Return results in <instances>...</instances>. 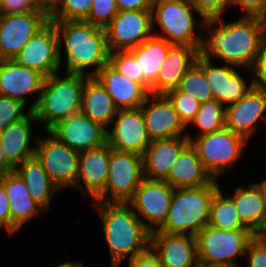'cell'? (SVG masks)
<instances>
[{
    "mask_svg": "<svg viewBox=\"0 0 266 267\" xmlns=\"http://www.w3.org/2000/svg\"><path fill=\"white\" fill-rule=\"evenodd\" d=\"M200 53L252 72L266 36V19L243 15L238 20L223 22L221 17L206 19Z\"/></svg>",
    "mask_w": 266,
    "mask_h": 267,
    "instance_id": "6da1fadb",
    "label": "cell"
},
{
    "mask_svg": "<svg viewBox=\"0 0 266 267\" xmlns=\"http://www.w3.org/2000/svg\"><path fill=\"white\" fill-rule=\"evenodd\" d=\"M50 21L57 30L61 65L63 63L61 46L65 47L66 73L94 76L108 63L109 50L105 29L85 21ZM91 67L94 70L88 71L87 68Z\"/></svg>",
    "mask_w": 266,
    "mask_h": 267,
    "instance_id": "7a4b0ae2",
    "label": "cell"
},
{
    "mask_svg": "<svg viewBox=\"0 0 266 267\" xmlns=\"http://www.w3.org/2000/svg\"><path fill=\"white\" fill-rule=\"evenodd\" d=\"M92 203L101 218L111 263L119 267L126 257L130 259L150 247L151 232L128 203L100 201Z\"/></svg>",
    "mask_w": 266,
    "mask_h": 267,
    "instance_id": "3957f363",
    "label": "cell"
},
{
    "mask_svg": "<svg viewBox=\"0 0 266 267\" xmlns=\"http://www.w3.org/2000/svg\"><path fill=\"white\" fill-rule=\"evenodd\" d=\"M218 188L217 180L202 187L175 188L167 220L155 232L196 236L209 224L210 203Z\"/></svg>",
    "mask_w": 266,
    "mask_h": 267,
    "instance_id": "277c9868",
    "label": "cell"
},
{
    "mask_svg": "<svg viewBox=\"0 0 266 267\" xmlns=\"http://www.w3.org/2000/svg\"><path fill=\"white\" fill-rule=\"evenodd\" d=\"M87 77L66 73L63 78L59 76V72L45 77L33 113L37 122L44 124L46 131L58 121L80 112L83 85Z\"/></svg>",
    "mask_w": 266,
    "mask_h": 267,
    "instance_id": "5b68a950",
    "label": "cell"
},
{
    "mask_svg": "<svg viewBox=\"0 0 266 267\" xmlns=\"http://www.w3.org/2000/svg\"><path fill=\"white\" fill-rule=\"evenodd\" d=\"M194 12L201 17L198 24ZM151 13L153 31L158 25L162 35L166 36L162 38L173 45H188L201 50L206 19L198 13L190 0H154ZM197 27L201 32L199 35H196Z\"/></svg>",
    "mask_w": 266,
    "mask_h": 267,
    "instance_id": "8992f818",
    "label": "cell"
},
{
    "mask_svg": "<svg viewBox=\"0 0 266 267\" xmlns=\"http://www.w3.org/2000/svg\"><path fill=\"white\" fill-rule=\"evenodd\" d=\"M187 138L195 147L204 168L214 180L221 173L235 166L234 164L243 154L247 141L243 136L226 127L195 139L187 133Z\"/></svg>",
    "mask_w": 266,
    "mask_h": 267,
    "instance_id": "52a82bcc",
    "label": "cell"
},
{
    "mask_svg": "<svg viewBox=\"0 0 266 267\" xmlns=\"http://www.w3.org/2000/svg\"><path fill=\"white\" fill-rule=\"evenodd\" d=\"M255 236L248 228L224 230L210 225L196 234L199 264L237 263L245 257L249 241Z\"/></svg>",
    "mask_w": 266,
    "mask_h": 267,
    "instance_id": "ba28073f",
    "label": "cell"
},
{
    "mask_svg": "<svg viewBox=\"0 0 266 267\" xmlns=\"http://www.w3.org/2000/svg\"><path fill=\"white\" fill-rule=\"evenodd\" d=\"M143 179L142 155L110 147L108 180L92 201L127 203Z\"/></svg>",
    "mask_w": 266,
    "mask_h": 267,
    "instance_id": "9c48e42d",
    "label": "cell"
},
{
    "mask_svg": "<svg viewBox=\"0 0 266 267\" xmlns=\"http://www.w3.org/2000/svg\"><path fill=\"white\" fill-rule=\"evenodd\" d=\"M48 136L38 137L35 156L51 180L62 190L76 185L79 152L59 141L49 131Z\"/></svg>",
    "mask_w": 266,
    "mask_h": 267,
    "instance_id": "30bf717a",
    "label": "cell"
},
{
    "mask_svg": "<svg viewBox=\"0 0 266 267\" xmlns=\"http://www.w3.org/2000/svg\"><path fill=\"white\" fill-rule=\"evenodd\" d=\"M173 193L166 181L143 179L127 203L152 233L166 222Z\"/></svg>",
    "mask_w": 266,
    "mask_h": 267,
    "instance_id": "8fae6325",
    "label": "cell"
},
{
    "mask_svg": "<svg viewBox=\"0 0 266 267\" xmlns=\"http://www.w3.org/2000/svg\"><path fill=\"white\" fill-rule=\"evenodd\" d=\"M27 68L38 71L45 77L60 72L59 39L52 21L41 28L14 57Z\"/></svg>",
    "mask_w": 266,
    "mask_h": 267,
    "instance_id": "7c38bea8",
    "label": "cell"
},
{
    "mask_svg": "<svg viewBox=\"0 0 266 267\" xmlns=\"http://www.w3.org/2000/svg\"><path fill=\"white\" fill-rule=\"evenodd\" d=\"M151 10L118 11L105 28L109 52L130 50L152 36Z\"/></svg>",
    "mask_w": 266,
    "mask_h": 267,
    "instance_id": "4fadbf2b",
    "label": "cell"
},
{
    "mask_svg": "<svg viewBox=\"0 0 266 267\" xmlns=\"http://www.w3.org/2000/svg\"><path fill=\"white\" fill-rule=\"evenodd\" d=\"M49 21L47 12L0 15V59H14Z\"/></svg>",
    "mask_w": 266,
    "mask_h": 267,
    "instance_id": "5bb4252c",
    "label": "cell"
},
{
    "mask_svg": "<svg viewBox=\"0 0 266 267\" xmlns=\"http://www.w3.org/2000/svg\"><path fill=\"white\" fill-rule=\"evenodd\" d=\"M111 125V131L107 130V142L114 151L142 155L151 142L141 107L118 110Z\"/></svg>",
    "mask_w": 266,
    "mask_h": 267,
    "instance_id": "9a60e30c",
    "label": "cell"
},
{
    "mask_svg": "<svg viewBox=\"0 0 266 267\" xmlns=\"http://www.w3.org/2000/svg\"><path fill=\"white\" fill-rule=\"evenodd\" d=\"M140 107L151 141L187 136V127L165 94L150 93Z\"/></svg>",
    "mask_w": 266,
    "mask_h": 267,
    "instance_id": "2e32d148",
    "label": "cell"
},
{
    "mask_svg": "<svg viewBox=\"0 0 266 267\" xmlns=\"http://www.w3.org/2000/svg\"><path fill=\"white\" fill-rule=\"evenodd\" d=\"M107 130L79 112L58 121L48 131L71 149L82 152L106 143Z\"/></svg>",
    "mask_w": 266,
    "mask_h": 267,
    "instance_id": "e0dca14e",
    "label": "cell"
},
{
    "mask_svg": "<svg viewBox=\"0 0 266 267\" xmlns=\"http://www.w3.org/2000/svg\"><path fill=\"white\" fill-rule=\"evenodd\" d=\"M44 80V75L20 65L14 59L0 61V95L14 98L28 106L27 96L38 92V97L29 106L30 111H33L38 103Z\"/></svg>",
    "mask_w": 266,
    "mask_h": 267,
    "instance_id": "ac0fdd59",
    "label": "cell"
},
{
    "mask_svg": "<svg viewBox=\"0 0 266 267\" xmlns=\"http://www.w3.org/2000/svg\"><path fill=\"white\" fill-rule=\"evenodd\" d=\"M196 63L203 69L214 99L225 106L236 103L254 85L251 80L247 86L246 80L235 69L238 67L228 64L214 66L211 59L201 53H199Z\"/></svg>",
    "mask_w": 266,
    "mask_h": 267,
    "instance_id": "d6986e66",
    "label": "cell"
},
{
    "mask_svg": "<svg viewBox=\"0 0 266 267\" xmlns=\"http://www.w3.org/2000/svg\"><path fill=\"white\" fill-rule=\"evenodd\" d=\"M266 117V89L253 85L236 103L226 106L225 127L246 140L257 129L259 119Z\"/></svg>",
    "mask_w": 266,
    "mask_h": 267,
    "instance_id": "ffe728a7",
    "label": "cell"
},
{
    "mask_svg": "<svg viewBox=\"0 0 266 267\" xmlns=\"http://www.w3.org/2000/svg\"><path fill=\"white\" fill-rule=\"evenodd\" d=\"M110 146L108 142L79 152L78 175L73 188L92 200L105 188L109 174Z\"/></svg>",
    "mask_w": 266,
    "mask_h": 267,
    "instance_id": "44dd1931",
    "label": "cell"
},
{
    "mask_svg": "<svg viewBox=\"0 0 266 267\" xmlns=\"http://www.w3.org/2000/svg\"><path fill=\"white\" fill-rule=\"evenodd\" d=\"M150 246L163 267H199L196 236L152 232Z\"/></svg>",
    "mask_w": 266,
    "mask_h": 267,
    "instance_id": "7402d4cb",
    "label": "cell"
},
{
    "mask_svg": "<svg viewBox=\"0 0 266 267\" xmlns=\"http://www.w3.org/2000/svg\"><path fill=\"white\" fill-rule=\"evenodd\" d=\"M189 142L187 136L151 141L142 154L144 179L164 181L180 151Z\"/></svg>",
    "mask_w": 266,
    "mask_h": 267,
    "instance_id": "603a6c76",
    "label": "cell"
},
{
    "mask_svg": "<svg viewBox=\"0 0 266 267\" xmlns=\"http://www.w3.org/2000/svg\"><path fill=\"white\" fill-rule=\"evenodd\" d=\"M0 184L5 188L10 201L11 235L31 218H37L42 212H46L32 199L30 191L15 170L0 178Z\"/></svg>",
    "mask_w": 266,
    "mask_h": 267,
    "instance_id": "cb8c5ba5",
    "label": "cell"
},
{
    "mask_svg": "<svg viewBox=\"0 0 266 267\" xmlns=\"http://www.w3.org/2000/svg\"><path fill=\"white\" fill-rule=\"evenodd\" d=\"M200 51L188 45H173L161 64L158 76L151 85V94H166L176 89L180 80L196 62Z\"/></svg>",
    "mask_w": 266,
    "mask_h": 267,
    "instance_id": "d4e9b609",
    "label": "cell"
},
{
    "mask_svg": "<svg viewBox=\"0 0 266 267\" xmlns=\"http://www.w3.org/2000/svg\"><path fill=\"white\" fill-rule=\"evenodd\" d=\"M94 77L105 87L119 110L139 108L150 94L140 83L127 79L109 63Z\"/></svg>",
    "mask_w": 266,
    "mask_h": 267,
    "instance_id": "484cf974",
    "label": "cell"
},
{
    "mask_svg": "<svg viewBox=\"0 0 266 267\" xmlns=\"http://www.w3.org/2000/svg\"><path fill=\"white\" fill-rule=\"evenodd\" d=\"M36 122L35 115L31 111L25 118L0 131V145L4 158L13 168L35 156L36 146L30 145V142L32 141V123Z\"/></svg>",
    "mask_w": 266,
    "mask_h": 267,
    "instance_id": "4316f807",
    "label": "cell"
},
{
    "mask_svg": "<svg viewBox=\"0 0 266 267\" xmlns=\"http://www.w3.org/2000/svg\"><path fill=\"white\" fill-rule=\"evenodd\" d=\"M213 180L204 168L195 147L189 142L180 151L164 181L175 189L207 186Z\"/></svg>",
    "mask_w": 266,
    "mask_h": 267,
    "instance_id": "83f0119b",
    "label": "cell"
},
{
    "mask_svg": "<svg viewBox=\"0 0 266 267\" xmlns=\"http://www.w3.org/2000/svg\"><path fill=\"white\" fill-rule=\"evenodd\" d=\"M233 193L229 197L234 201L242 224L257 235L266 220V200L261 185L237 186Z\"/></svg>",
    "mask_w": 266,
    "mask_h": 267,
    "instance_id": "f1b7e54d",
    "label": "cell"
},
{
    "mask_svg": "<svg viewBox=\"0 0 266 267\" xmlns=\"http://www.w3.org/2000/svg\"><path fill=\"white\" fill-rule=\"evenodd\" d=\"M118 110L105 87L94 76H88L83 85L80 112L107 129Z\"/></svg>",
    "mask_w": 266,
    "mask_h": 267,
    "instance_id": "f546056e",
    "label": "cell"
},
{
    "mask_svg": "<svg viewBox=\"0 0 266 267\" xmlns=\"http://www.w3.org/2000/svg\"><path fill=\"white\" fill-rule=\"evenodd\" d=\"M14 170L24 181L32 199L48 211L52 197L60 188L51 180L42 163L34 156L18 164Z\"/></svg>",
    "mask_w": 266,
    "mask_h": 267,
    "instance_id": "4dcf8cb0",
    "label": "cell"
},
{
    "mask_svg": "<svg viewBox=\"0 0 266 267\" xmlns=\"http://www.w3.org/2000/svg\"><path fill=\"white\" fill-rule=\"evenodd\" d=\"M173 44L161 36L152 35L139 46L130 49L139 62L140 73L143 74V81L150 87L155 82L162 63L165 60L169 49Z\"/></svg>",
    "mask_w": 266,
    "mask_h": 267,
    "instance_id": "1f68e13d",
    "label": "cell"
},
{
    "mask_svg": "<svg viewBox=\"0 0 266 267\" xmlns=\"http://www.w3.org/2000/svg\"><path fill=\"white\" fill-rule=\"evenodd\" d=\"M208 225L224 230L247 228L240 220L234 201L229 196L224 197L220 187L214 192L210 203Z\"/></svg>",
    "mask_w": 266,
    "mask_h": 267,
    "instance_id": "d6a6232c",
    "label": "cell"
},
{
    "mask_svg": "<svg viewBox=\"0 0 266 267\" xmlns=\"http://www.w3.org/2000/svg\"><path fill=\"white\" fill-rule=\"evenodd\" d=\"M226 106L212 99L200 104L194 119L187 126L194 125L200 132L195 137L209 134L225 127Z\"/></svg>",
    "mask_w": 266,
    "mask_h": 267,
    "instance_id": "836d02e7",
    "label": "cell"
},
{
    "mask_svg": "<svg viewBox=\"0 0 266 267\" xmlns=\"http://www.w3.org/2000/svg\"><path fill=\"white\" fill-rule=\"evenodd\" d=\"M179 92L188 93L200 103L214 99L210 85L205 78L203 69L195 62L180 80Z\"/></svg>",
    "mask_w": 266,
    "mask_h": 267,
    "instance_id": "e575fe53",
    "label": "cell"
},
{
    "mask_svg": "<svg viewBox=\"0 0 266 267\" xmlns=\"http://www.w3.org/2000/svg\"><path fill=\"white\" fill-rule=\"evenodd\" d=\"M108 63L127 79L140 83L150 93V87L143 81V74L140 73L139 62L130 50L109 52Z\"/></svg>",
    "mask_w": 266,
    "mask_h": 267,
    "instance_id": "d590c367",
    "label": "cell"
},
{
    "mask_svg": "<svg viewBox=\"0 0 266 267\" xmlns=\"http://www.w3.org/2000/svg\"><path fill=\"white\" fill-rule=\"evenodd\" d=\"M93 0H60L49 14V20L85 21Z\"/></svg>",
    "mask_w": 266,
    "mask_h": 267,
    "instance_id": "8d00e7d4",
    "label": "cell"
},
{
    "mask_svg": "<svg viewBox=\"0 0 266 267\" xmlns=\"http://www.w3.org/2000/svg\"><path fill=\"white\" fill-rule=\"evenodd\" d=\"M165 95L172 102L180 120L187 127L194 119L201 103L188 93L179 92L177 89L168 91Z\"/></svg>",
    "mask_w": 266,
    "mask_h": 267,
    "instance_id": "74e56055",
    "label": "cell"
},
{
    "mask_svg": "<svg viewBox=\"0 0 266 267\" xmlns=\"http://www.w3.org/2000/svg\"><path fill=\"white\" fill-rule=\"evenodd\" d=\"M117 13L116 0H93L90 14L85 22L105 29Z\"/></svg>",
    "mask_w": 266,
    "mask_h": 267,
    "instance_id": "f35d334b",
    "label": "cell"
},
{
    "mask_svg": "<svg viewBox=\"0 0 266 267\" xmlns=\"http://www.w3.org/2000/svg\"><path fill=\"white\" fill-rule=\"evenodd\" d=\"M25 104L14 98L0 95V131L8 125L25 118L31 111L27 108L24 113Z\"/></svg>",
    "mask_w": 266,
    "mask_h": 267,
    "instance_id": "ab89813d",
    "label": "cell"
},
{
    "mask_svg": "<svg viewBox=\"0 0 266 267\" xmlns=\"http://www.w3.org/2000/svg\"><path fill=\"white\" fill-rule=\"evenodd\" d=\"M205 19H214L223 16L225 10L231 5V0H190Z\"/></svg>",
    "mask_w": 266,
    "mask_h": 267,
    "instance_id": "60d3db41",
    "label": "cell"
},
{
    "mask_svg": "<svg viewBox=\"0 0 266 267\" xmlns=\"http://www.w3.org/2000/svg\"><path fill=\"white\" fill-rule=\"evenodd\" d=\"M247 267H266V242L255 235L248 243L246 253Z\"/></svg>",
    "mask_w": 266,
    "mask_h": 267,
    "instance_id": "b9f144b4",
    "label": "cell"
},
{
    "mask_svg": "<svg viewBox=\"0 0 266 267\" xmlns=\"http://www.w3.org/2000/svg\"><path fill=\"white\" fill-rule=\"evenodd\" d=\"M46 12L39 9L32 0H0V15Z\"/></svg>",
    "mask_w": 266,
    "mask_h": 267,
    "instance_id": "7bdbcfd3",
    "label": "cell"
},
{
    "mask_svg": "<svg viewBox=\"0 0 266 267\" xmlns=\"http://www.w3.org/2000/svg\"><path fill=\"white\" fill-rule=\"evenodd\" d=\"M252 72L254 74L253 84L266 89V36Z\"/></svg>",
    "mask_w": 266,
    "mask_h": 267,
    "instance_id": "ee69618b",
    "label": "cell"
},
{
    "mask_svg": "<svg viewBox=\"0 0 266 267\" xmlns=\"http://www.w3.org/2000/svg\"><path fill=\"white\" fill-rule=\"evenodd\" d=\"M129 267H163L157 253L151 246L144 252L128 259Z\"/></svg>",
    "mask_w": 266,
    "mask_h": 267,
    "instance_id": "f6af8a7d",
    "label": "cell"
},
{
    "mask_svg": "<svg viewBox=\"0 0 266 267\" xmlns=\"http://www.w3.org/2000/svg\"><path fill=\"white\" fill-rule=\"evenodd\" d=\"M236 5L241 6L245 16L265 18V0H231L230 7Z\"/></svg>",
    "mask_w": 266,
    "mask_h": 267,
    "instance_id": "bcb514c9",
    "label": "cell"
},
{
    "mask_svg": "<svg viewBox=\"0 0 266 267\" xmlns=\"http://www.w3.org/2000/svg\"><path fill=\"white\" fill-rule=\"evenodd\" d=\"M8 199L5 188L0 184V229L5 227L11 235L10 201Z\"/></svg>",
    "mask_w": 266,
    "mask_h": 267,
    "instance_id": "7dc6e473",
    "label": "cell"
},
{
    "mask_svg": "<svg viewBox=\"0 0 266 267\" xmlns=\"http://www.w3.org/2000/svg\"><path fill=\"white\" fill-rule=\"evenodd\" d=\"M154 0H116L118 11L152 10Z\"/></svg>",
    "mask_w": 266,
    "mask_h": 267,
    "instance_id": "c3c4849f",
    "label": "cell"
},
{
    "mask_svg": "<svg viewBox=\"0 0 266 267\" xmlns=\"http://www.w3.org/2000/svg\"><path fill=\"white\" fill-rule=\"evenodd\" d=\"M60 0H32V2L39 8L50 14Z\"/></svg>",
    "mask_w": 266,
    "mask_h": 267,
    "instance_id": "681fc988",
    "label": "cell"
},
{
    "mask_svg": "<svg viewBox=\"0 0 266 267\" xmlns=\"http://www.w3.org/2000/svg\"><path fill=\"white\" fill-rule=\"evenodd\" d=\"M13 170L14 168L4 158V152L1 149V145H0V178H2L5 174Z\"/></svg>",
    "mask_w": 266,
    "mask_h": 267,
    "instance_id": "f907efd6",
    "label": "cell"
},
{
    "mask_svg": "<svg viewBox=\"0 0 266 267\" xmlns=\"http://www.w3.org/2000/svg\"><path fill=\"white\" fill-rule=\"evenodd\" d=\"M199 267H240L237 263L199 264Z\"/></svg>",
    "mask_w": 266,
    "mask_h": 267,
    "instance_id": "816d5d0a",
    "label": "cell"
},
{
    "mask_svg": "<svg viewBox=\"0 0 266 267\" xmlns=\"http://www.w3.org/2000/svg\"><path fill=\"white\" fill-rule=\"evenodd\" d=\"M83 263L80 261H66L59 264L57 267H82Z\"/></svg>",
    "mask_w": 266,
    "mask_h": 267,
    "instance_id": "f5cc1de1",
    "label": "cell"
},
{
    "mask_svg": "<svg viewBox=\"0 0 266 267\" xmlns=\"http://www.w3.org/2000/svg\"><path fill=\"white\" fill-rule=\"evenodd\" d=\"M257 236L263 240L264 242H266V220L264 223V226L262 227V229L257 233Z\"/></svg>",
    "mask_w": 266,
    "mask_h": 267,
    "instance_id": "db71d44e",
    "label": "cell"
},
{
    "mask_svg": "<svg viewBox=\"0 0 266 267\" xmlns=\"http://www.w3.org/2000/svg\"><path fill=\"white\" fill-rule=\"evenodd\" d=\"M259 184L261 185L263 189L265 200H266V179L262 183H259Z\"/></svg>",
    "mask_w": 266,
    "mask_h": 267,
    "instance_id": "11a10c76",
    "label": "cell"
},
{
    "mask_svg": "<svg viewBox=\"0 0 266 267\" xmlns=\"http://www.w3.org/2000/svg\"><path fill=\"white\" fill-rule=\"evenodd\" d=\"M111 264V267H118L117 265L113 264V263H110ZM82 267H85L84 264Z\"/></svg>",
    "mask_w": 266,
    "mask_h": 267,
    "instance_id": "9f6ffc18",
    "label": "cell"
},
{
    "mask_svg": "<svg viewBox=\"0 0 266 267\" xmlns=\"http://www.w3.org/2000/svg\"><path fill=\"white\" fill-rule=\"evenodd\" d=\"M265 19H266V0H265Z\"/></svg>",
    "mask_w": 266,
    "mask_h": 267,
    "instance_id": "6f0895ef",
    "label": "cell"
}]
</instances>
